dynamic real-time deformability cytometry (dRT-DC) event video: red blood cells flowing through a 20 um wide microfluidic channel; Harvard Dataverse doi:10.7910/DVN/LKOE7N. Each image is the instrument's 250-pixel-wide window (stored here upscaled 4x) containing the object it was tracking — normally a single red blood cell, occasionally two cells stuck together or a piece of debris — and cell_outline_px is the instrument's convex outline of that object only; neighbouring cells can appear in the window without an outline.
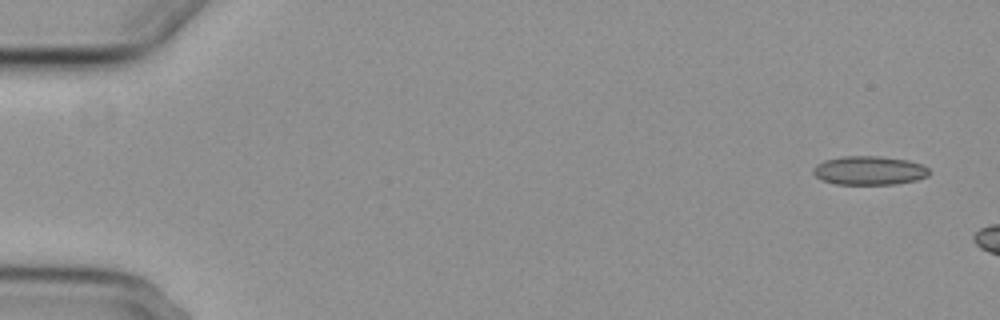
{"species": "common noctule bat (a hibernating species)", "species_latin": "Nyctalus noctula", "temperature_condition": "cold", "stored_images_in_passage": 3, "camera_frame_rate_fps": 3000, "um_per_image_px": 0.085, "animal": {"sex": "female", "body_mass_g": 29.2, "forearm_length_mm": 56.3}, "frame": {"image": 1, "passage_image": 1, "time_ms": 0.0, "image_size_px": [1000, 320], "cell_outline_px": [[928, 176], [916, 180], [896, 184], [836, 184], [820, 180], [812, 172], [812, 168], [816, 164], [824, 160], [844, 156], [880, 156], [908, 160], [920, 164], [928, 168]], "centroid_in_image_um": [73.84, 14.49], "position_along_channel_um": 11.2, "area_um2": 19.54}}